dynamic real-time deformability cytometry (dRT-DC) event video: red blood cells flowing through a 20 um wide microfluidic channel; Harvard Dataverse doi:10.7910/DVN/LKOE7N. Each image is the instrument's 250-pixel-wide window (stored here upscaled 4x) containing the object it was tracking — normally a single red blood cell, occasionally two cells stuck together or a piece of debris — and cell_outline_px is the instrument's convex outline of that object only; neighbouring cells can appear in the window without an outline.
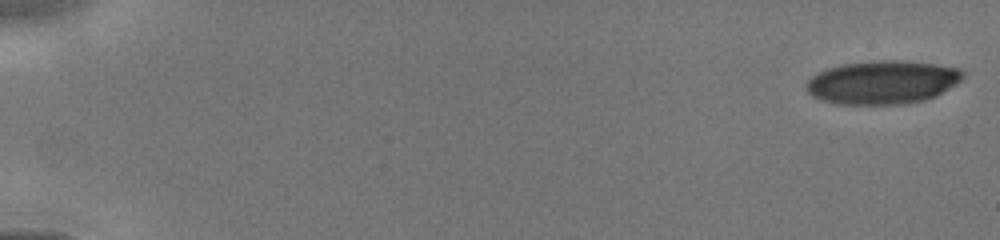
{"species": "human", "species_latin": "Homo sapiens", "temperature_condition": "cold", "stored_images_in_passage": 21, "camera_frame_rate_fps": 3000, "um_per_image_px": 0.085, "donor": {"sex": "male"}, "frame": {"image": 1, "passage_image": 1, "time_ms": 0.0, "image_size_px": [1000, 240], "cell_outline_px": [[964, 76], [956, 84], [936, 96], [924, 100], [904, 104], [840, 104], [820, 100], [812, 96], [808, 92], [804, 84], [816, 72], [828, 68], [844, 64], [876, 60], [904, 60], [960, 68], [964, 72]], "centroid_in_image_um": [75.0, 6.99], "position_along_channel_um": 10.0, "area_um2": 39.77}}
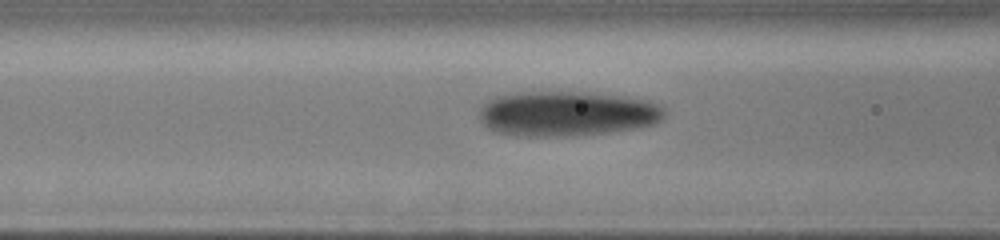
{"frame": {"image": 2, "passage_image": 18, "time_ms": 6.333, "image_size_px": [1000, 240], "cell_outline_px": [[664, 120], [656, 124], [640, 128], [604, 132], [556, 136], [516, 136], [496, 132], [488, 128], [480, 120], [480, 108], [488, 100], [496, 96], [520, 92], [588, 92], [628, 96], [648, 100], [660, 104], [664, 108]], "centroid_in_image_um": [48.24, 9.65], "position_along_channel_um": 118.4, "area_um2": 48.84}}
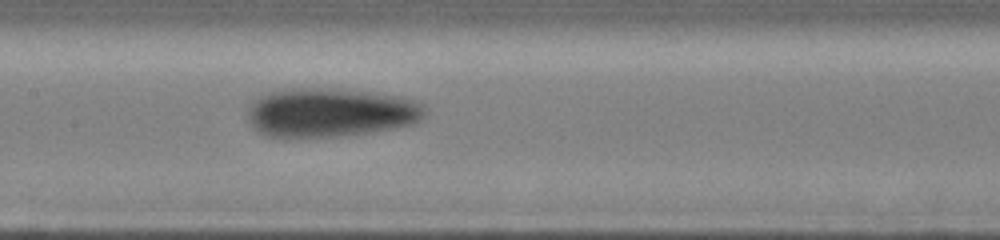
{"frame": {"image": 3, "passage_image": 21, "time_ms": 7.667, "image_size_px": [1000, 240], "cell_outline_px": [[424, 116], [420, 120], [412, 124], [392, 128], [368, 132], [340, 136], [268, 136], [260, 132], [248, 120], [248, 104], [252, 100], [268, 92], [292, 88], [336, 88], [368, 92], [396, 96], [412, 100], [424, 104]], "centroid_in_image_um": [28.05, 9.54], "position_along_channel_um": 179.4, "area_um2": 50.11}}